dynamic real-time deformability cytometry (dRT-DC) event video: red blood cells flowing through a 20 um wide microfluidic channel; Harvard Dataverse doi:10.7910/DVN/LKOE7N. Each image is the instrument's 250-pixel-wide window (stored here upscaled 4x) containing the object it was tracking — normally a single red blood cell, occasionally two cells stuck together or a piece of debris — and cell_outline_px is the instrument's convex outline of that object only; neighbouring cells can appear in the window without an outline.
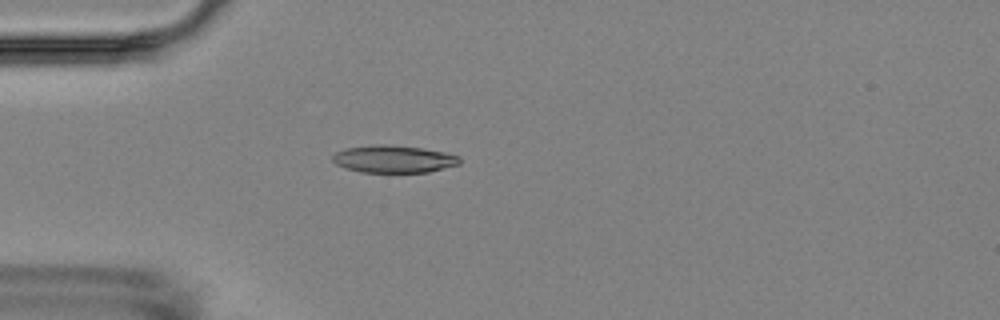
{"species": "Egyptian fruit bat (a non-hibernating species)", "species_latin": "Rousettus aegyptiacus", "temperature_condition": "room temperature", "stored_images_in_passage": 6, "camera_frame_rate_fps": 3000, "um_per_image_px": 0.085, "animal": {"sex": "female"}, "frame": {"image": 1, "passage_image": 5, "time_ms": 4.667, "image_size_px": [1000, 320], "cell_outline_px": [[460, 164], [428, 172], [360, 172], [344, 168], [336, 164], [332, 160], [332, 156], [336, 152], [348, 148], [376, 144], [380, 144], [420, 148], [444, 152], [460, 156]], "centroid_in_image_um": [33.45, 13.53], "position_along_channel_um": 51.5, "area_um2": 20.11}}